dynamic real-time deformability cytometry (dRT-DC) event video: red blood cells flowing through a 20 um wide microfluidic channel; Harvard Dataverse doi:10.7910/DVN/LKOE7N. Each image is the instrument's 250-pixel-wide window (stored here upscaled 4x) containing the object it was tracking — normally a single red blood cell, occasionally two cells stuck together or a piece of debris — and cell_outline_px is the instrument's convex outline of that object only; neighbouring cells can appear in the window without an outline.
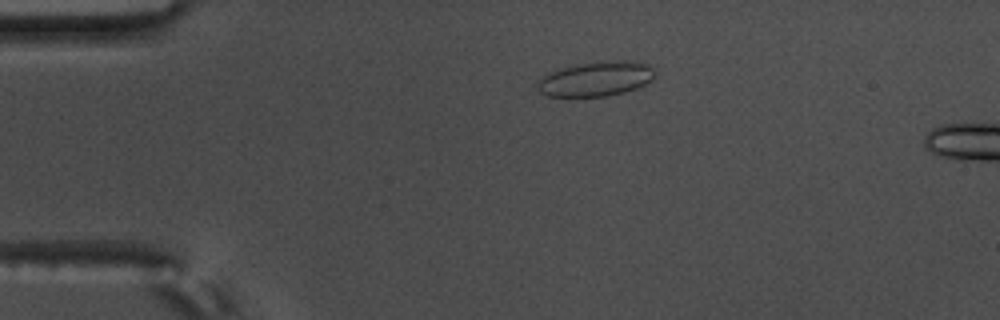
{"species": "common noctule bat (a hibernating species)", "species_latin": "Nyctalus noctula", "temperature_condition": "warm", "stored_images_in_passage": 7, "camera_frame_rate_fps": 3000, "um_per_image_px": 0.085, "animal": {"sex": "male", "body_mass_g": 17.5, "forearm_length_mm": 52.3}, "frame": {"image": 1, "passage_image": 1, "time_ms": 0.0, "image_size_px": [1000, 320], "cell_outline_px": [[652, 80], [636, 88], [624, 92], [608, 96], [548, 96], [540, 92], [536, 88], [540, 76], [548, 72], [560, 68], [580, 64], [612, 60], [628, 60], [648, 64], [652, 68]], "centroid_in_image_um": [50.6, 6.7], "position_along_channel_um": 34.4, "area_um2": 23.64}}